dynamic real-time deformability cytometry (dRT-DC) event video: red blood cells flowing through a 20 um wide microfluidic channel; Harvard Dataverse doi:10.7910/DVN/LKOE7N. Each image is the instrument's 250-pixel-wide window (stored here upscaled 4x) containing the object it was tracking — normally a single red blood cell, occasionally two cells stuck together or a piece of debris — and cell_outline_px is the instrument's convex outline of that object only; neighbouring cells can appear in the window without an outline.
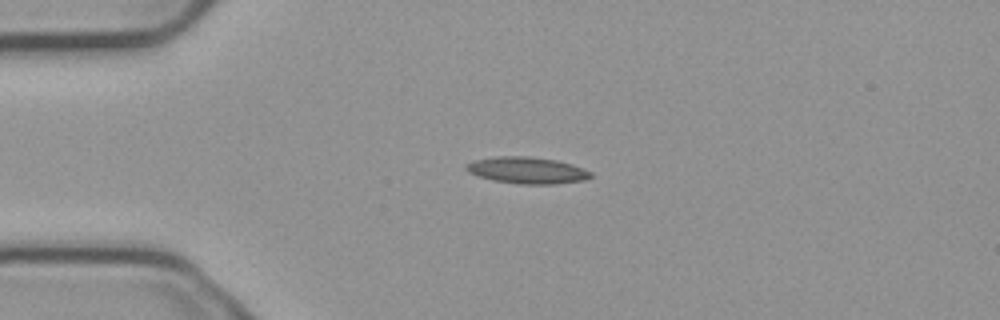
{"species": "common noctule bat (a hibernating species)", "species_latin": "Nyctalus noctula", "temperature_condition": "cold", "stored_images_in_passage": 2, "camera_frame_rate_fps": 3000, "um_per_image_px": 0.085, "animal": {"sex": "male", "body_mass_g": 23.1, "forearm_length_mm": 52.7}, "frame": {"image": 1, "passage_image": 1, "time_ms": 0.0, "image_size_px": [1000, 320], "cell_outline_px": [[592, 176], [584, 180], [552, 184], [520, 184], [492, 180], [468, 172], [464, 168], [464, 164], [476, 160], [500, 156], [524, 156], [556, 160], [572, 164], [584, 168], [592, 172]], "centroid_in_image_um": [44.81, 14.48], "position_along_channel_um": 40.2, "area_um2": 19.19}}